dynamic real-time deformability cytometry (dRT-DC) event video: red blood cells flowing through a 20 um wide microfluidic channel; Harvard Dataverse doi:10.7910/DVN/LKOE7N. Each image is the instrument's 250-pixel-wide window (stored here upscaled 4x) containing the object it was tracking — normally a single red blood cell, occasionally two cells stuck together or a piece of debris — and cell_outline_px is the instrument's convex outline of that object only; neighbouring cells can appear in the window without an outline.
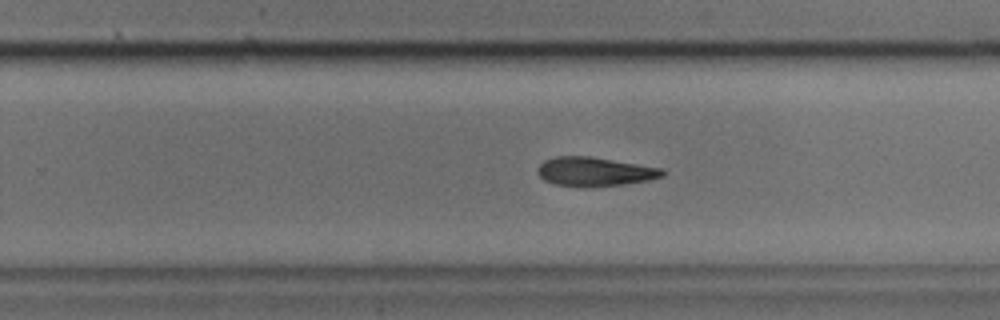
{"species": "common noctule bat (a hibernating species)", "species_latin": "Nyctalus noctula", "temperature_condition": "cold", "stored_images_in_passage": 31, "camera_frame_rate_fps": 3000, "um_per_image_px": 0.085, "animal": {"sex": "male", "body_mass_g": 17.9, "forearm_length_mm": 54.2}, "frame": {"image": 1, "passage_image": 15, "time_ms": 4.667, "image_size_px": [1000, 320], "cell_outline_px": [[664, 176], [648, 180], [624, 184], [584, 188], [556, 184], [544, 180], [540, 176], [536, 168], [544, 160], [556, 156], [592, 156], [660, 168], [664, 172]], "centroid_in_image_um": [50.51, 14.59], "position_along_channel_um": 279.3, "area_um2": 21.15}}
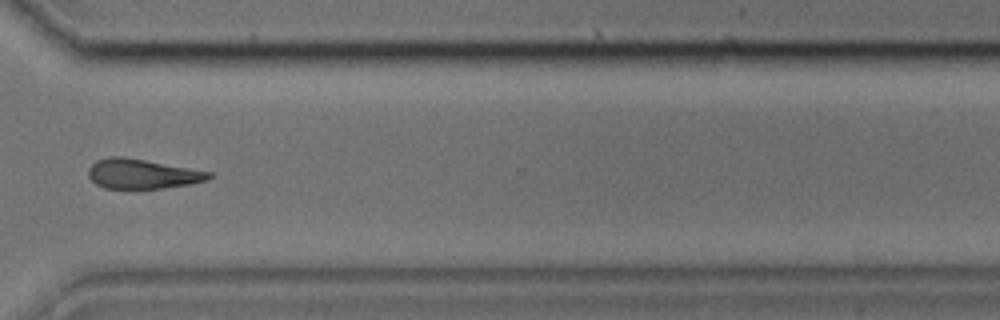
{"frame": {"image": 2, "passage_image": 20, "time_ms": 6.333, "image_size_px": [1000, 320], "cell_outline_px": [[212, 176], [208, 180], [188, 184], [164, 188], [104, 188], [96, 184], [88, 176], [88, 168], [96, 160], [112, 156], [120, 156], [144, 160], [212, 172]], "centroid_in_image_um": [12.07, 14.78], "position_along_channel_um": 358.5, "area_um2": 20.63}}
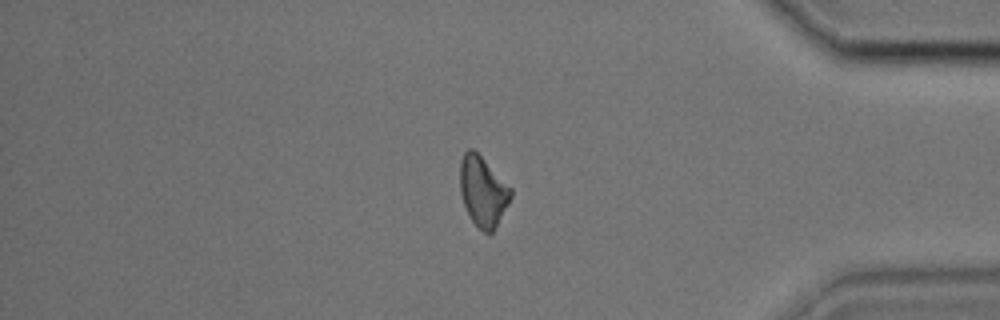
{"frame": {"image": 3, "passage_image": 24, "time_ms": 7.667, "image_size_px": [1000, 320], "cell_outline_px": [[512, 196], [508, 204], [492, 232], [484, 232], [472, 220], [464, 204], [460, 192], [460, 160], [464, 152], [468, 148], [472, 148], [512, 188]], "centroid_in_image_um": [41.04, 16.23], "position_along_channel_um": 394.2, "area_um2": 20.29}}